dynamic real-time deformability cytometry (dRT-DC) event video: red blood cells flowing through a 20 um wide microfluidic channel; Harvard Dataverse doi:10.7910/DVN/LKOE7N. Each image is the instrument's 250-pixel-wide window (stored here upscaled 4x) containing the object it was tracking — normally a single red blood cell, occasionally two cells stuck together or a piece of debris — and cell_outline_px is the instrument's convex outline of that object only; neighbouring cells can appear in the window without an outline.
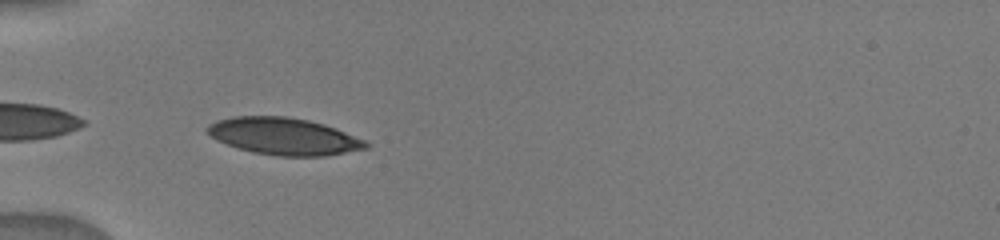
{"species": "human", "species_latin": "Homo sapiens", "temperature_condition": "warm", "stored_images_in_passage": 10, "camera_frame_rate_fps": 3000, "um_per_image_px": 0.085, "donor": {"sex": "male"}, "frame": {"image": 1, "passage_image": 8, "time_ms": 5.0, "image_size_px": [1000, 240], "cell_outline_px": [[372, 144], [368, 148], [324, 156], [276, 156], [252, 152], [216, 140], [204, 128], [208, 124], [216, 120], [232, 116], [284, 116], [308, 120], [324, 124], [336, 128], [364, 140]], "centroid_in_image_um": [24.12, 11.58], "position_along_channel_um": 60.9, "area_um2": 34.22}}
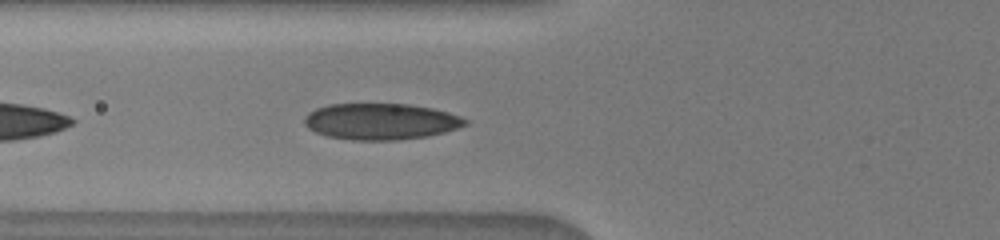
{"frame": {"image": 2, "passage_image": 10, "time_ms": 6.0, "image_size_px": [1000, 240], "cell_outline_px": [[468, 124], [444, 132], [428, 136], [396, 140], [352, 140], [328, 136], [316, 132], [308, 128], [304, 124], [304, 116], [308, 112], [316, 108], [328, 104], [408, 104], [432, 108], [448, 112], [460, 116], [468, 120]], "centroid_in_image_um": [32.35, 10.32], "position_along_channel_um": 93.5, "area_um2": 34.04}}